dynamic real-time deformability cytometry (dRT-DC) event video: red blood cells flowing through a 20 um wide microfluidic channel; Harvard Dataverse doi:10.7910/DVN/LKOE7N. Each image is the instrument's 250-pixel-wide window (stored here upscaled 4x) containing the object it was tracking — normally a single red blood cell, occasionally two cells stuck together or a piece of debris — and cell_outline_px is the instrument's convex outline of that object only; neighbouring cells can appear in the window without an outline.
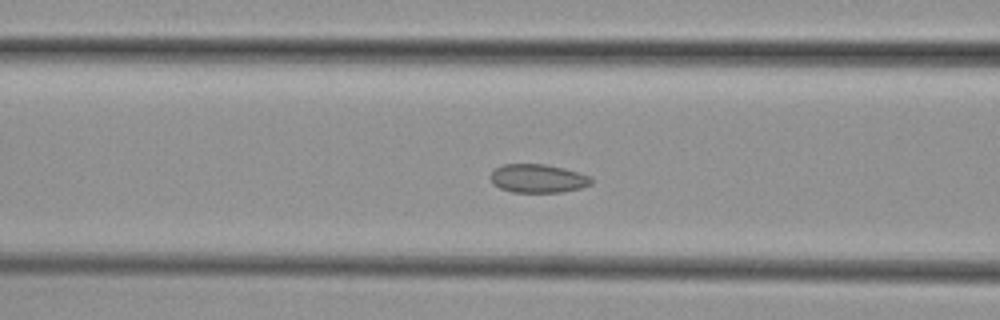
{"species": "common noctule bat (a hibernating species)", "species_latin": "Nyctalus noctula", "temperature_condition": "cold", "stored_images_in_passage": 53, "camera_frame_rate_fps": 3000, "um_per_image_px": 0.085, "animal": {"sex": "female", "body_mass_g": 29.2, "forearm_length_mm": 56.3}, "frame": {"image": 1, "passage_image": 19, "time_ms": 6.0, "image_size_px": [1000, 320], "cell_outline_px": [[592, 184], [580, 188], [564, 192], [512, 192], [500, 188], [492, 184], [488, 176], [500, 164], [544, 164], [564, 168], [580, 172], [592, 176]], "centroid_in_image_um": [45.72, 15.16], "position_along_channel_um": 120.9, "area_um2": 17.05}}
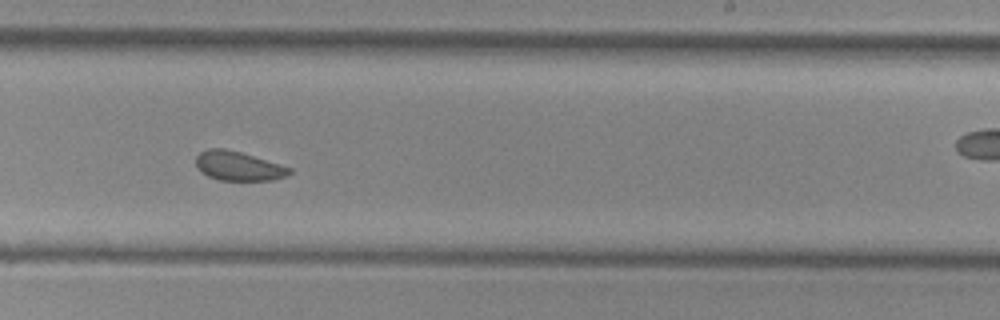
{"frame": {"image": 2, "passage_image": 31, "time_ms": 10.0, "image_size_px": [1000, 320], "cell_outline_px": [[292, 172], [288, 176], [272, 180], [220, 180], [208, 176], [200, 172], [196, 168], [196, 156], [200, 152], [208, 148], [224, 148], [240, 152], [292, 168]], "centroid_in_image_um": [20.24, 14.11], "position_along_channel_um": 268.8, "area_um2": 15.95}}
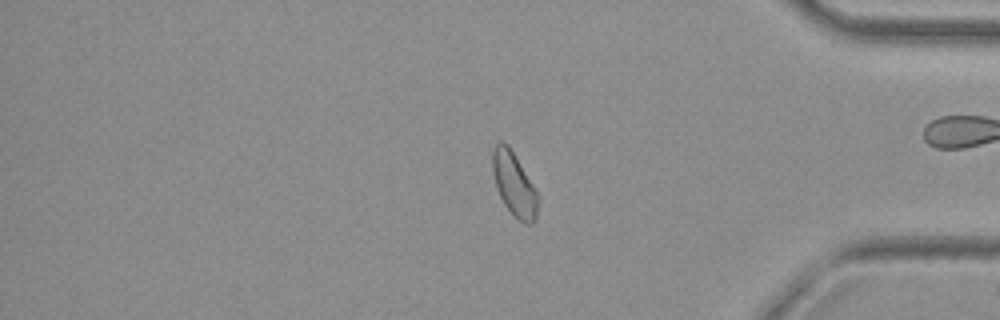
{"frame": {"image": 3, "passage_image": 43, "time_ms": 14.0, "image_size_px": [1000, 320], "cell_outline_px": [[540, 196], [536, 220], [532, 224], [528, 224], [520, 220], [504, 204], [496, 188], [492, 168], [492, 148], [500, 140], [508, 144]], "centroid_in_image_um": [43.71, 15.65], "position_along_channel_um": 391.5, "area_um2": 16.88}, "authors_computed_cell_mechanics": {"area_um2": 17.2244, "velocity_mm_per_s": 3.701, "shape_relaxation_time_tau1_ms": null, "shape_relaxation_time_tau2_ms": 2.0035, "deformation_change_tau1": null, "deformation_change_tau2": 0.0697}}